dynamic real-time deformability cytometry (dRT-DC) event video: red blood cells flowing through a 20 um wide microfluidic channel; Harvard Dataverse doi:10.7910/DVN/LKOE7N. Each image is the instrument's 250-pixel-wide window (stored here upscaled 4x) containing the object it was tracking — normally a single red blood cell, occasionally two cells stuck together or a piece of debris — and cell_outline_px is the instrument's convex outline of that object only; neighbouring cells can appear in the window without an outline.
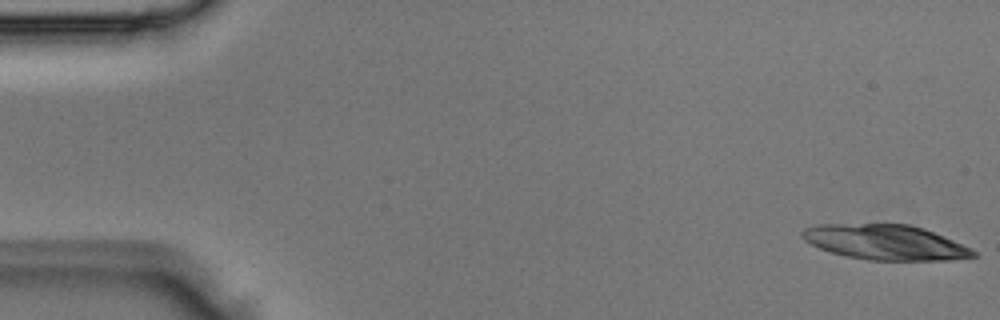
{"species": "Egyptian fruit bat (a non-hibernating species)", "species_latin": "Rousettus aegyptiacus", "temperature_condition": "room temperature", "stored_images_in_passage": 3, "segment_of_instrument_passage": [2, 2], "camera_frame_rate_fps": 3000, "um_per_image_px": 0.085, "animal": {"sex": "male"}, "frame": {"image": 1, "passage_image": 3, "time_ms": 0.667, "image_size_px": [1000, 320], "cell_outline_px": [[980, 256], [948, 260], [868, 260], [848, 256], [832, 252], [820, 248], [804, 240], [800, 236], [800, 232], [804, 228], [816, 224], [908, 224], [924, 228], [944, 236], [972, 248]], "centroid_in_image_um": [75.27, 20.59], "position_along_channel_um": 9.7, "area_um2": 35.03}}